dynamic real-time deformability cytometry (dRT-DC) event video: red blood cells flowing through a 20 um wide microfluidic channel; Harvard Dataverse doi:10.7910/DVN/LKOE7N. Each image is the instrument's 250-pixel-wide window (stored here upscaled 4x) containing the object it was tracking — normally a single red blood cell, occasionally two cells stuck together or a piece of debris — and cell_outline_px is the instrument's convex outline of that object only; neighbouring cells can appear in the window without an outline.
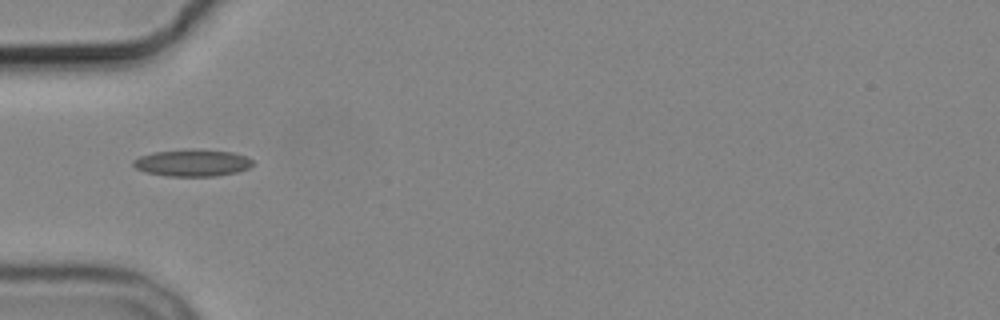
{"species": "common noctule bat (a hibernating species)", "species_latin": "Nyctalus noctula", "temperature_condition": "cold", "stored_images_in_passage": 5, "camera_frame_rate_fps": 3000, "um_per_image_px": 0.085, "animal": {"sex": "male", "body_mass_g": 19.2, "forearm_length_mm": 51.8}, "frame": {"image": 1, "passage_image": 1, "time_ms": 0.0, "image_size_px": [1000, 320], "cell_outline_px": [[252, 164], [248, 168], [236, 172], [216, 176], [168, 176], [144, 172], [136, 168], [132, 164], [132, 160], [140, 156], [152, 152], [188, 148], [200, 148], [232, 152], [244, 156], [252, 160]], "centroid_in_image_um": [16.3, 13.82], "position_along_channel_um": 68.7, "area_um2": 19.02}}
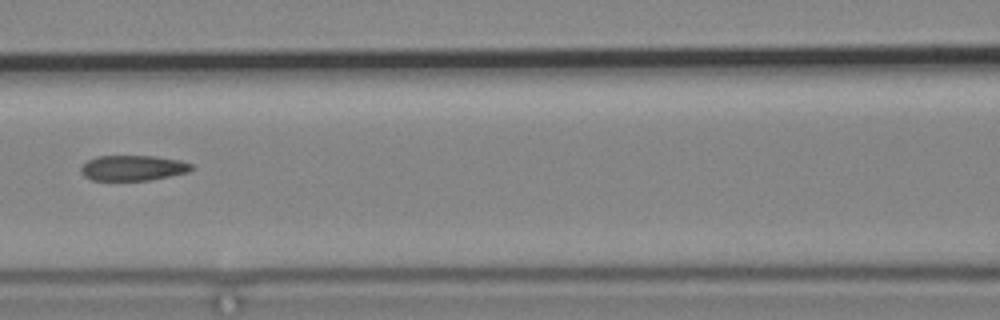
{"frame": {"image": 2, "passage_image": 3, "time_ms": 2.333, "image_size_px": [1000, 320], "cell_outline_px": [[196, 168], [188, 172], [152, 180], [92, 180], [84, 176], [80, 172], [80, 168], [88, 160], [96, 156], [156, 156], [180, 160], [192, 164]], "centroid_in_image_um": [11.33, 14.27], "position_along_channel_um": 155.3, "area_um2": 16.47}}
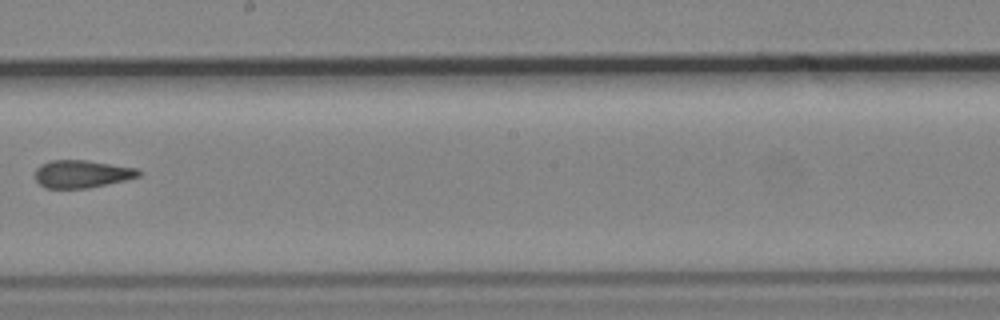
{"frame": {"image": 3, "passage_image": 5, "time_ms": 4.667, "image_size_px": [1000, 320], "cell_outline_px": [[140, 176], [124, 180], [88, 188], [44, 188], [36, 180], [36, 168], [40, 164], [52, 160], [88, 160], [136, 168], [140, 172]], "centroid_in_image_um": [6.93, 14.78], "position_along_channel_um": 241.3, "area_um2": 16.59}}